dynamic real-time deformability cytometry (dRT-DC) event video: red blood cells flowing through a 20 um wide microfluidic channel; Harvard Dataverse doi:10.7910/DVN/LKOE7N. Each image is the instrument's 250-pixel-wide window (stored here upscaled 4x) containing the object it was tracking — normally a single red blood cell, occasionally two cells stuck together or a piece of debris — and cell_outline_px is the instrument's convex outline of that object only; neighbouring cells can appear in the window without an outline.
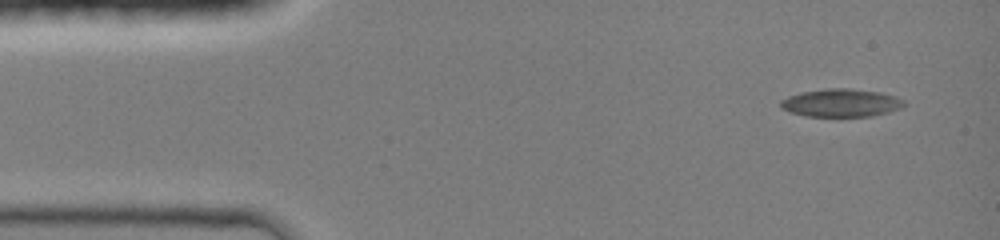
{"species": "common noctule bat (a hibernating species)", "species_latin": "Nyctalus noctula", "temperature_condition": "room temperature", "stored_images_in_passage": 42, "camera_frame_rate_fps": 3000, "um_per_image_px": 0.085, "animal": {"sex": "female", "body_mass_g": 19.0, "forearm_length_mm": 51.5}, "frame": {"image": 1, "passage_image": 1, "time_ms": 0.0, "image_size_px": [1000, 240], "cell_outline_px": [[904, 108], [872, 116], [804, 116], [780, 108], [780, 100], [788, 96], [800, 92], [828, 88], [848, 88], [880, 92], [896, 96], [904, 100]], "centroid_in_image_um": [71.5, 8.74], "position_along_channel_um": 13.5, "area_um2": 20.23}}
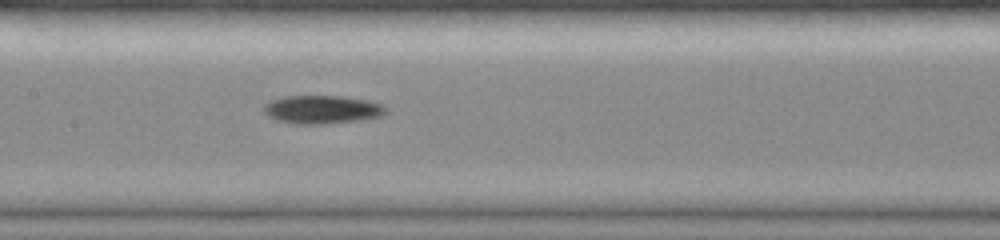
{"frame": {"image": 2, "passage_image": 19, "time_ms": 6.0, "image_size_px": [1000, 240], "cell_outline_px": [[388, 112], [380, 116], [364, 120], [324, 124], [296, 124], [276, 120], [268, 116], [264, 112], [264, 104], [272, 100], [284, 96], [344, 96], [368, 100], [384, 104], [388, 108]], "centroid_in_image_um": [27.43, 9.31], "position_along_channel_um": 180.0, "area_um2": 20.46}}
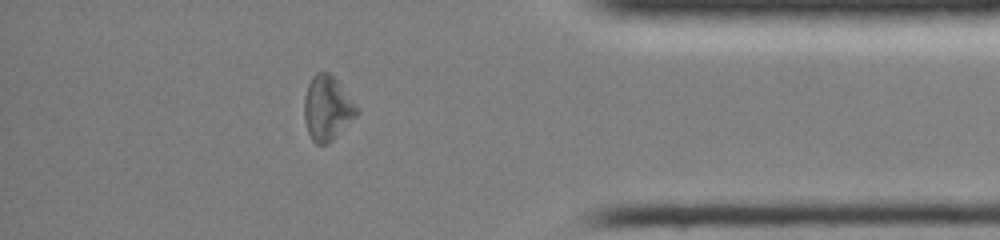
{"frame": {"image": 3, "passage_image": 36, "time_ms": 11.667, "image_size_px": [1000, 240], "cell_outline_px": [[360, 112], [328, 144], [316, 144], [312, 140], [308, 132], [304, 120], [304, 96], [308, 84], [312, 76], [316, 72], [328, 72], [336, 80], [360, 108]], "centroid_in_image_um": [27.81, 9.2], "position_along_channel_um": 407.4, "area_um2": 19.77}}